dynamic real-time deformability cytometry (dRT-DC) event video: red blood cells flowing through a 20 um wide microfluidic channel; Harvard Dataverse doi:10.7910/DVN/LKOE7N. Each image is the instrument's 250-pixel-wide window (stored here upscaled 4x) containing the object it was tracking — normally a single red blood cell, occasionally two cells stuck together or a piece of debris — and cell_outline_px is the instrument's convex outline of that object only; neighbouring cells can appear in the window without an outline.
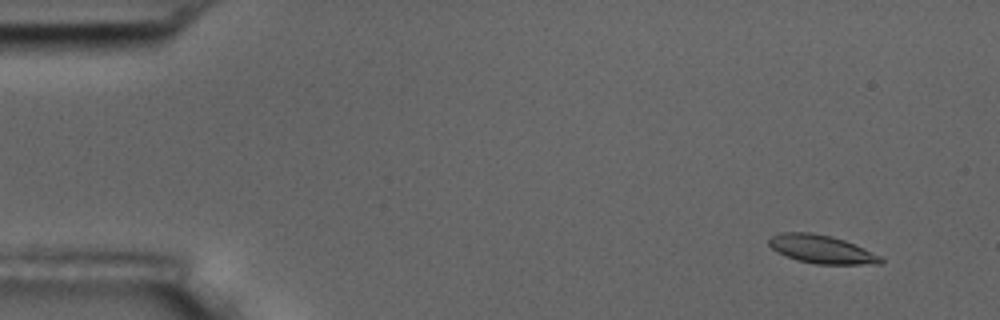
{"species": "common noctule bat (a hibernating species)", "species_latin": "Nyctalus noctula", "temperature_condition": "room temperature", "stored_images_in_passage": 7, "camera_frame_rate_fps": 3000, "um_per_image_px": 0.085, "animal": {"sex": "male", "body_mass_g": 17.5, "forearm_length_mm": 52.3}, "frame": {"image": 1, "passage_image": 2, "time_ms": 1.333, "image_size_px": [1000, 320], "cell_outline_px": [[884, 260], [880, 264], [816, 264], [796, 260], [776, 252], [768, 244], [768, 240], [772, 236], [780, 232], [812, 232], [832, 236], [844, 240], [864, 248], [880, 256]], "centroid_in_image_um": [69.8, 21.18], "position_along_channel_um": 15.2, "area_um2": 18.5}}
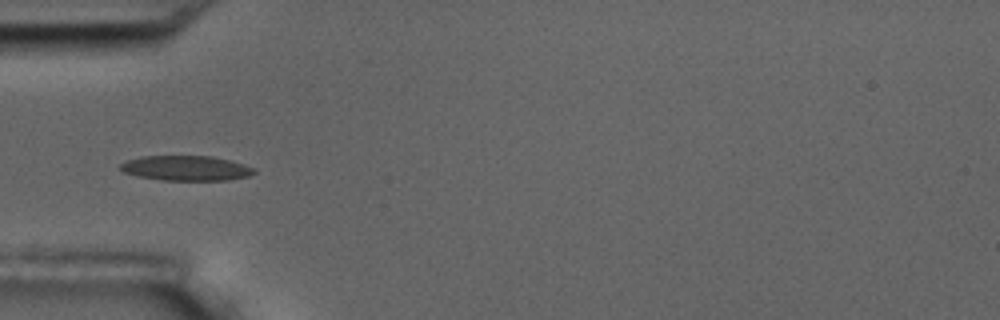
{"frame": {"image": 2, "passage_image": 6, "time_ms": 6.0, "image_size_px": [1000, 320], "cell_outline_px": [[256, 172], [248, 176], [228, 180], [164, 180], [136, 176], [124, 172], [120, 168], [120, 164], [128, 160], [140, 156], [212, 156], [244, 164], [256, 168]], "centroid_in_image_um": [15.83, 14.29], "position_along_channel_um": 69.2, "area_um2": 19.42}}